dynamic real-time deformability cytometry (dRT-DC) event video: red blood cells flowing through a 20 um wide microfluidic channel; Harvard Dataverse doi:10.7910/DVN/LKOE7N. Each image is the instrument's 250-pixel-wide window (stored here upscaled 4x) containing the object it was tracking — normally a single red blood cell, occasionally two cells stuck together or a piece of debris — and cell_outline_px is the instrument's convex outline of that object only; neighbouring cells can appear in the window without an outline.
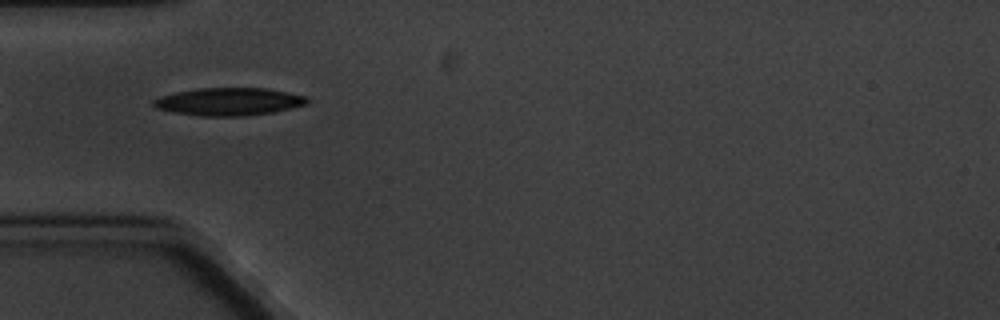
{"species": "common noctule bat (a hibernating species)", "species_latin": "Nyctalus noctula", "temperature_condition": "cold", "stored_images_in_passage": 6, "camera_frame_rate_fps": 3000, "um_per_image_px": 0.085, "animal": {"sex": "male", "body_mass_g": 20.1, "forearm_length_mm": 53.5}, "frame": {"image": 1, "passage_image": 5, "time_ms": 5.667, "image_size_px": [1000, 320], "cell_outline_px": [[308, 104], [272, 112], [244, 116], [200, 116], [172, 112], [156, 108], [152, 104], [152, 100], [160, 96], [176, 92], [200, 88], [268, 88], [304, 96], [308, 100]], "centroid_in_image_um": [19.41, 8.64], "position_along_channel_um": 65.6, "area_um2": 24.74}}